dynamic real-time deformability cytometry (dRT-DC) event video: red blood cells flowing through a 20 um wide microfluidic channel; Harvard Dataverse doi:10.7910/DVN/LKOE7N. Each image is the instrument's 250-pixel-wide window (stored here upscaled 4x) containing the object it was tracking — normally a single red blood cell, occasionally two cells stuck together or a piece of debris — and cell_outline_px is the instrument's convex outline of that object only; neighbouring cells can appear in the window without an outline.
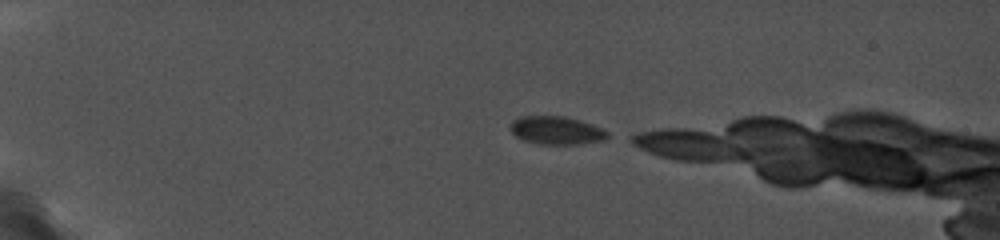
{"species": "common noctule bat (a hibernating species)", "species_latin": "Nyctalus noctula", "temperature_condition": "cold", "stored_images_in_passage": 11, "camera_frame_rate_fps": 5000, "um_per_image_px": 0.085, "animal": {"sex": "female", "body_mass_g": 19.0, "forearm_length_mm": 56.7}, "frame": {"image": 1, "passage_image": 1, "time_ms": 0.0, "image_size_px": [1000, 240], "cell_outline_px": [[612, 136], [604, 140], [580, 144], [536, 144], [520, 140], [508, 128], [516, 120], [524, 116], [560, 116], [592, 124], [608, 132]], "centroid_in_image_um": [47.3, 11.11], "position_along_channel_um": 37.7, "area_um2": 15.84}}